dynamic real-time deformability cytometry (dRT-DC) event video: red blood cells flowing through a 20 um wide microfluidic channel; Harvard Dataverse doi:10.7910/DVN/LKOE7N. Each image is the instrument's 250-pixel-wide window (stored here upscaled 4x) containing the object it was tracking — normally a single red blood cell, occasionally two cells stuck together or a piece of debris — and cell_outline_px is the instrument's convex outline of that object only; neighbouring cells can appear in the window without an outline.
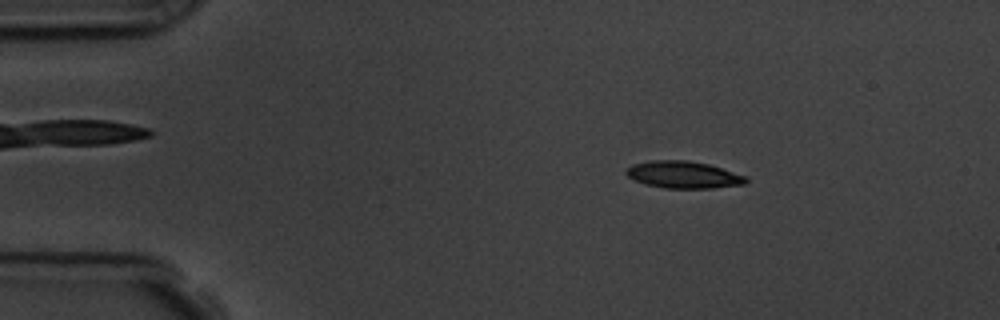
{"species": "common noctule bat (a hibernating species)", "species_latin": "Nyctalus noctula", "temperature_condition": "room temperature", "stored_images_in_passage": 56, "camera_frame_rate_fps": 3000, "um_per_image_px": 0.085, "animal": {"sex": "male", "body_mass_g": 19.5, "forearm_length_mm": 54.6}, "frame": {"image": 1, "passage_image": 9, "time_ms": 2.667, "image_size_px": [1000, 320], "cell_outline_px": [[748, 180], [744, 184], [712, 188], [664, 188], [644, 184], [628, 176], [624, 172], [632, 164], [652, 160], [688, 160], [708, 164], [748, 176]], "centroid_in_image_um": [58.1, 14.85], "position_along_channel_um": 26.9, "area_um2": 18.9}}
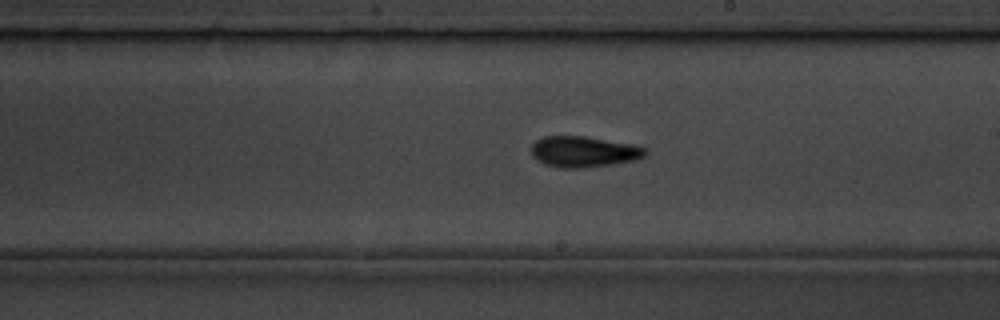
{"frame": {"image": 2, "passage_image": 32, "time_ms": 10.333, "image_size_px": [1000, 320], "cell_outline_px": [[648, 152], [644, 156], [636, 160], [612, 164], [584, 168], [560, 168], [544, 164], [536, 160], [532, 156], [532, 144], [536, 140], [544, 136], [584, 136], [636, 144], [644, 148]], "centroid_in_image_um": [49.62, 12.89], "position_along_channel_um": 239.4, "area_um2": 20.75}}
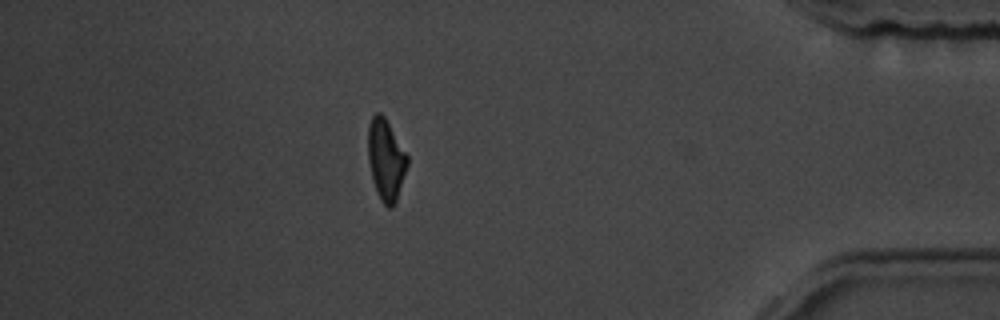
{"frame": {"image": 3, "passage_image": 49, "time_ms": 16.0, "image_size_px": [1000, 320], "cell_outline_px": [[408, 164], [396, 200], [392, 208], [388, 208], [380, 200], [372, 180], [368, 160], [368, 124], [372, 116], [376, 112], [380, 112], [384, 116], [408, 156]], "centroid_in_image_um": [32.78, 13.57], "position_along_channel_um": 402.4, "area_um2": 18.5}, "authors_computed_cell_mechanics": {"area_um2": 18.8428, "velocity_mm_per_s": 3.6247, "shape_relaxation_time_tau1_ms": 4.9975, "shape_relaxation_time_tau2_ms": 5.0861, "deformation_change_tau1": 0.1784, "deformation_change_tau2": 0.1375}}